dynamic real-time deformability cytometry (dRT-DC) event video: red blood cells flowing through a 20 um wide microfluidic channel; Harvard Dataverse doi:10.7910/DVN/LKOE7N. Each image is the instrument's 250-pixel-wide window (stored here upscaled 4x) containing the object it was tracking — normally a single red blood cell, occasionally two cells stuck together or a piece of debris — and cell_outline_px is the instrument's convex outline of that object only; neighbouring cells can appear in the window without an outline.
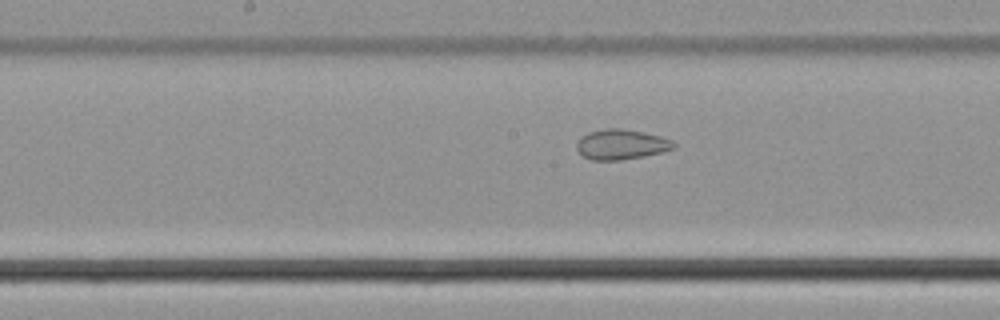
{"species": "common noctule bat (a hibernating species)", "species_latin": "Nyctalus noctula", "temperature_condition": "cold", "stored_images_in_passage": 37, "camera_frame_rate_fps": 3000, "um_per_image_px": 0.085, "animal": {"sex": "male", "body_mass_g": 21.5, "forearm_length_mm": 52.0}, "frame": {"image": 1, "passage_image": 12, "time_ms": 3.667, "image_size_px": [1000, 320], "cell_outline_px": [[676, 148], [664, 152], [644, 156], [620, 160], [592, 160], [584, 156], [576, 148], [576, 144], [580, 136], [588, 132], [604, 128], [620, 128], [644, 132], [660, 136], [672, 140], [676, 144]], "centroid_in_image_um": [52.82, 12.27], "position_along_channel_um": 195.4, "area_um2": 17.22}}
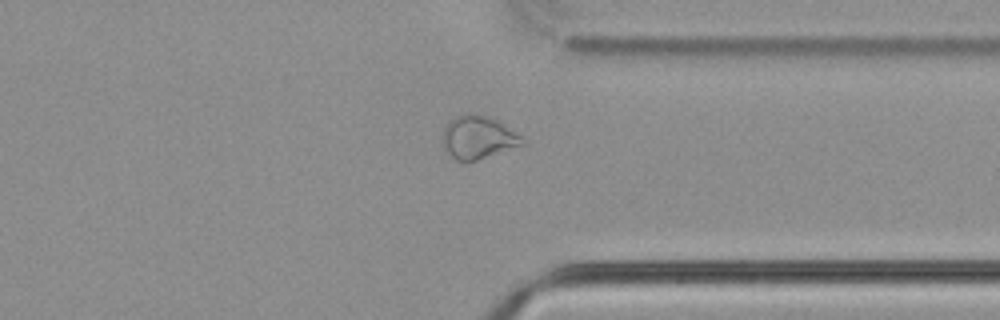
{"frame": {"image": 2, "passage_image": 26, "time_ms": 8.333, "image_size_px": [1000, 320], "cell_outline_px": [[528, 144], [476, 160], [456, 160], [444, 148], [444, 128], [456, 116], [464, 112], [472, 112], [496, 120], [528, 140]], "centroid_in_image_um": [40.7, 11.67], "position_along_channel_um": 370.7, "area_um2": 19.77}}
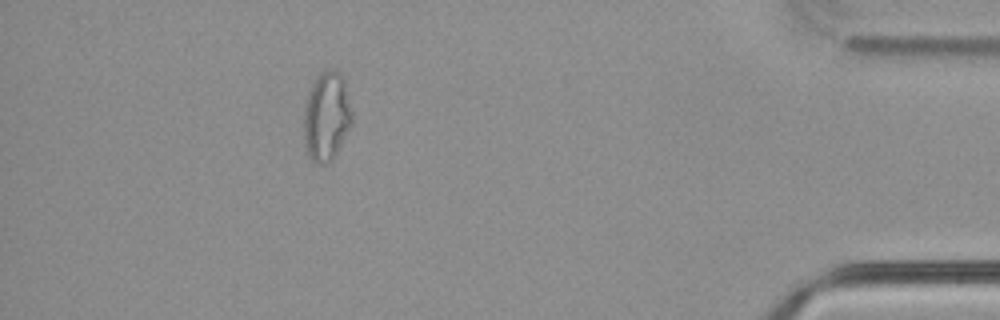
{"frame": {"image": 3, "passage_image": 33, "time_ms": 10.667, "image_size_px": [1000, 320], "cell_outline_px": [[352, 124], [332, 160], [324, 164], [316, 164], [308, 156], [304, 144], [304, 112], [308, 92], [312, 84], [320, 72], [332, 68], [340, 72], [344, 84], [352, 112]], "centroid_in_image_um": [27.74, 9.91], "position_along_channel_um": 407.5, "area_um2": 24.91}}